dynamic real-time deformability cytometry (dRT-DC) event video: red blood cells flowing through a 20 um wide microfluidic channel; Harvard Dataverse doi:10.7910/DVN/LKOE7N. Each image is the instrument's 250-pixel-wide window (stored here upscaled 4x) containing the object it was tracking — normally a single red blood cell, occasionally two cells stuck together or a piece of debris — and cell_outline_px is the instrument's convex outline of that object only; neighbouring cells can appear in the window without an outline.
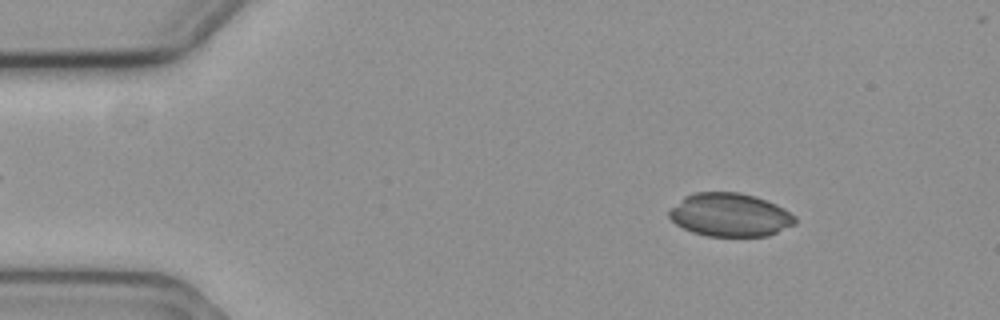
{"species": "common noctule bat (a hibernating species)", "species_latin": "Nyctalus noctula", "temperature_condition": "cold", "stored_images_in_passage": 52, "camera_frame_rate_fps": 3000, "um_per_image_px": 0.085, "animal": {"sex": "female", "body_mass_g": 19.3, "forearm_length_mm": 54.1}, "frame": {"image": 1, "passage_image": 1, "time_ms": 0.0, "image_size_px": [1000, 320], "cell_outline_px": [[796, 224], [768, 236], [708, 236], [692, 232], [676, 224], [668, 216], [668, 212], [684, 196], [696, 192], [740, 192], [756, 196], [776, 204], [784, 208], [796, 216]], "centroid_in_image_um": [62.07, 18.26], "position_along_channel_um": 22.9, "area_um2": 31.91}}
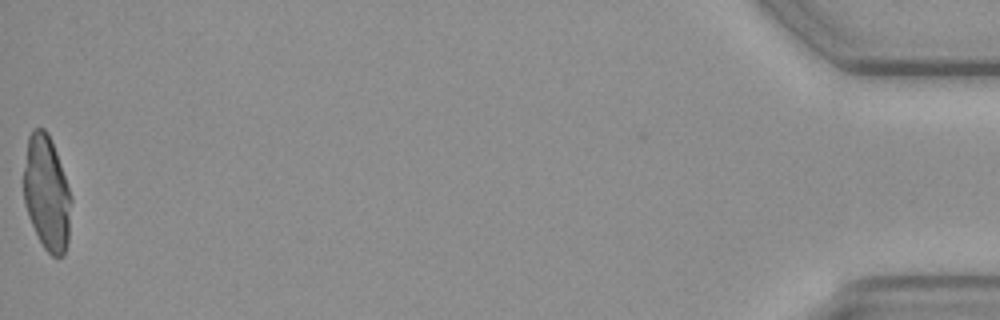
{"frame": {"image": 2, "passage_image": 51, "time_ms": 16.667, "image_size_px": [1000, 320], "cell_outline_px": [[72, 200], [68, 244], [64, 256], [52, 256], [44, 248], [28, 216], [24, 204], [24, 168], [28, 136], [32, 128], [44, 128], [48, 132], [56, 152]], "centroid_in_image_um": [3.97, 16.43], "position_along_channel_um": 431.2, "area_um2": 31.67}}